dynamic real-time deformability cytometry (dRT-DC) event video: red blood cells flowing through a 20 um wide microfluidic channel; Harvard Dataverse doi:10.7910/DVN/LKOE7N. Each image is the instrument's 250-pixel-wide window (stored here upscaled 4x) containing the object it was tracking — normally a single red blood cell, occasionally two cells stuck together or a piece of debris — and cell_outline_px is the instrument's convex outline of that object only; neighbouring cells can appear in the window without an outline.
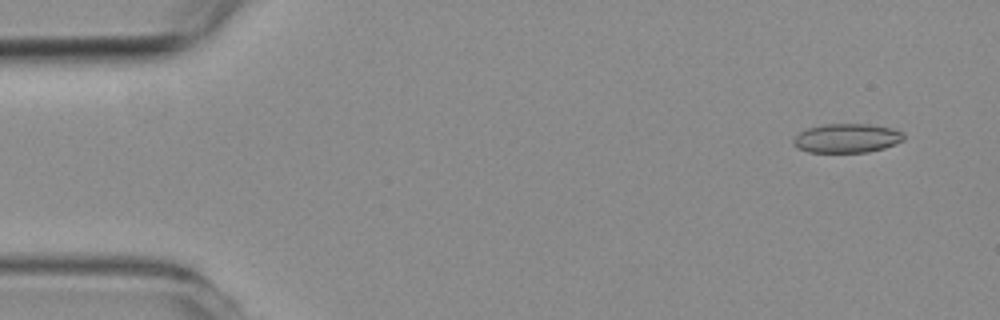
{"species": "common noctule bat (a hibernating species)", "species_latin": "Nyctalus noctula", "temperature_condition": "room temperature", "stored_images_in_passage": 5, "camera_frame_rate_fps": 3000, "um_per_image_px": 0.085, "animal": {"sex": "female", "body_mass_g": 19.3, "forearm_length_mm": 54.1}, "frame": {"image": 1, "passage_image": 2, "time_ms": 1.0, "image_size_px": [1000, 320], "cell_outline_px": [[904, 140], [884, 148], [868, 152], [808, 152], [796, 148], [792, 144], [792, 140], [800, 132], [808, 128], [824, 124], [868, 124], [892, 128], [904, 132]], "centroid_in_image_um": [71.97, 11.75], "position_along_channel_um": 13.0, "area_um2": 18.79}}